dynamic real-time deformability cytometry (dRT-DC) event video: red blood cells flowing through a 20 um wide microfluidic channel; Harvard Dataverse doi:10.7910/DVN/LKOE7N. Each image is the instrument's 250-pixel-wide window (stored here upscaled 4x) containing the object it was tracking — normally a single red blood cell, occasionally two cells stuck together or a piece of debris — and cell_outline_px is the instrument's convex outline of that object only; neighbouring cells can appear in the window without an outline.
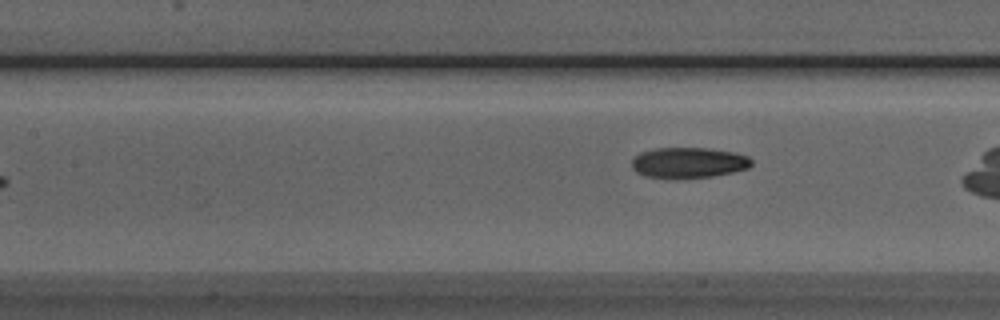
{"species": "Egyptian fruit bat (a non-hibernating species)", "species_latin": "Rousettus aegyptiacus", "temperature_condition": "room temperature", "stored_images_in_passage": 7, "camera_frame_rate_fps": 3000, "um_per_image_px": 0.085, "animal": {"sex": "male"}, "frame": {"image": 1, "passage_image": 7, "time_ms": 7.0, "image_size_px": [1000, 320], "cell_outline_px": [[752, 164], [748, 168], [732, 172], [712, 176], [676, 180], [668, 180], [644, 176], [636, 172], [632, 168], [632, 160], [640, 152], [652, 148], [708, 148], [736, 152], [748, 156], [752, 160]], "centroid_in_image_um": [58.49, 13.85], "position_along_channel_um": 148.9, "area_um2": 21.96}}